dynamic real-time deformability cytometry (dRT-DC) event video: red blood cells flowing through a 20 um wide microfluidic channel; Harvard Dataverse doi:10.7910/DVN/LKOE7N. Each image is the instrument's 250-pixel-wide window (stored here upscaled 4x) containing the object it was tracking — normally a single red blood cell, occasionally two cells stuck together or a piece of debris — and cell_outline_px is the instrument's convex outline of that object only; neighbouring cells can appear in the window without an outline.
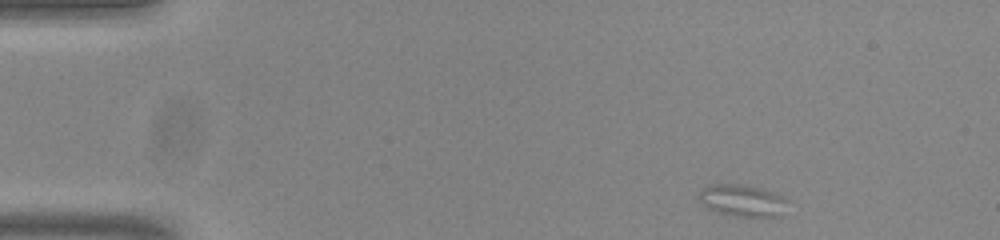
{"species": "common noctule bat (a hibernating species)", "species_latin": "Nyctalus noctula", "temperature_condition": "room temperature", "stored_images_in_passage": 48, "camera_frame_rate_fps": 3000, "um_per_image_px": 0.085, "animal": {"sex": "male", "body_mass_g": 20.0, "forearm_length_mm": 53.3}, "frame": {"image": 1, "passage_image": 1, "time_ms": 0.0, "image_size_px": [1000, 240], "cell_outline_px": [[788, 200], [784, 216], [736, 216], [720, 212], [708, 208], [700, 200], [700, 192], [708, 184], [740, 184], [760, 188], [780, 196]], "centroid_in_image_um": [63.14, 17.05], "position_along_channel_um": 21.9, "area_um2": 16.18}}
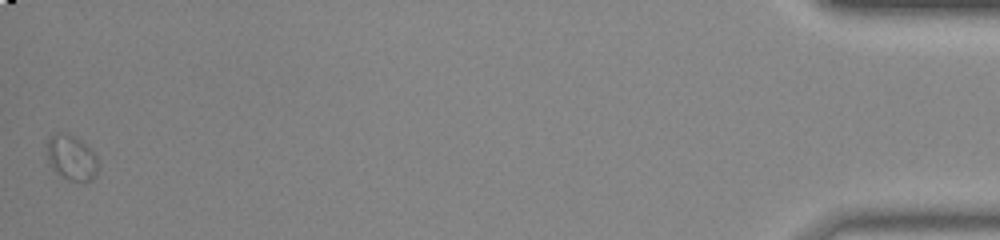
{"frame": {"image": 2, "passage_image": 48, "time_ms": 15.667, "image_size_px": [1000, 240], "cell_outline_px": [[100, 168], [96, 176], [88, 180], [68, 180], [52, 168], [48, 164], [48, 136], [56, 132], [64, 132], [80, 140], [100, 160]], "centroid_in_image_um": [6.1, 13.39], "position_along_channel_um": 429.1, "area_um2": 13.41}}